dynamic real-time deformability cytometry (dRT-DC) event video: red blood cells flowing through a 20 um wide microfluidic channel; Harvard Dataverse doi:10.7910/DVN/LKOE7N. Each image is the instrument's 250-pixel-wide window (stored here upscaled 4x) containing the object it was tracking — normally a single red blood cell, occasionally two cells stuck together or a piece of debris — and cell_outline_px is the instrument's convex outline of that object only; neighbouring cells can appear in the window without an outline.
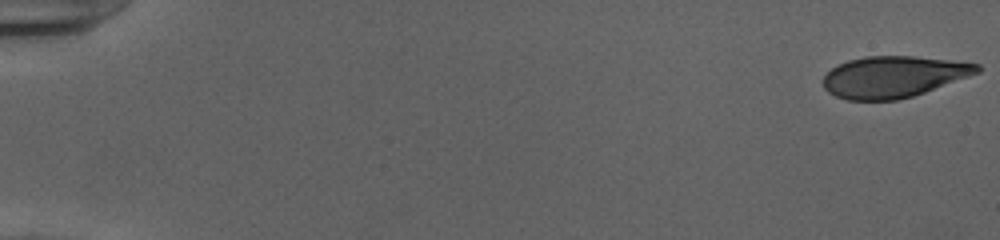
{"species": "human", "species_latin": "Homo sapiens", "temperature_condition": "cold", "stored_images_in_passage": 52, "camera_frame_rate_fps": 3000, "um_per_image_px": 0.085, "donor": {"sex": "female"}, "frame": {"image": 1, "passage_image": 1, "time_ms": 0.0, "image_size_px": [1000, 240], "cell_outline_px": [[980, 72], [924, 92], [912, 96], [896, 100], [848, 100], [836, 96], [828, 92], [824, 88], [820, 80], [836, 64], [848, 60], [864, 56], [916, 56], [980, 64]], "centroid_in_image_um": [75.89, 6.52], "position_along_channel_um": 9.1, "area_um2": 37.11}}
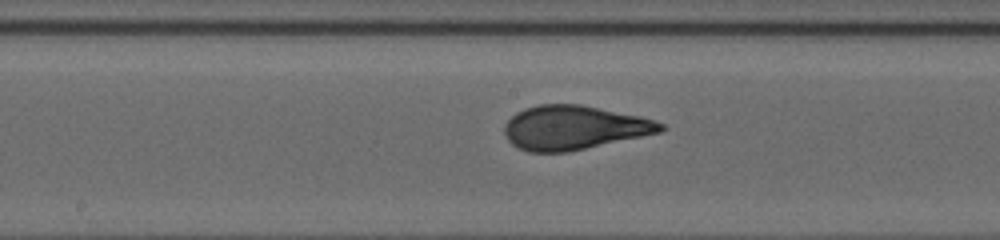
{"frame": {"image": 2, "passage_image": 29, "time_ms": 9.333, "image_size_px": [1000, 240], "cell_outline_px": [[664, 128], [660, 132], [568, 152], [528, 152], [512, 144], [508, 140], [504, 132], [504, 124], [516, 112], [524, 108], [540, 104], [580, 104], [640, 116], [664, 124]], "centroid_in_image_um": [48.74, 10.84], "position_along_channel_um": 199.5, "area_um2": 39.82}}
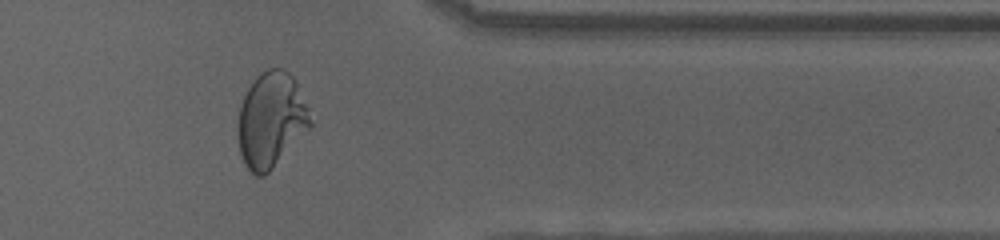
{"frame": {"image": 3, "passage_image": 44, "time_ms": 14.333, "image_size_px": [1000, 240], "cell_outline_px": [[312, 124], [272, 168], [264, 176], [256, 176], [244, 164], [240, 152], [236, 132], [236, 128], [240, 108], [244, 96], [248, 88], [256, 76], [260, 72], [268, 68], [284, 68], [296, 80], [308, 108]], "centroid_in_image_um": [23.01, 10.17], "position_along_channel_um": 388.4, "area_um2": 40.0}}